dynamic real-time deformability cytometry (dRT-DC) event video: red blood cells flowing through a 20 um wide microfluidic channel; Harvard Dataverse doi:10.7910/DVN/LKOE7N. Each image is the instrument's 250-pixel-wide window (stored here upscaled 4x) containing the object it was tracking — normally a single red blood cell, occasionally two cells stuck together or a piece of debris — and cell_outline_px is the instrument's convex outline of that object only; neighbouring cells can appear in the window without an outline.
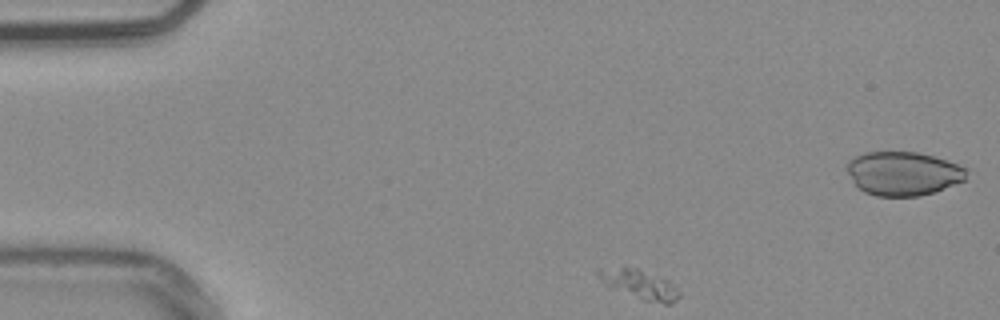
{"species": "common noctule bat (a hibernating species)", "species_latin": "Nyctalus noctula", "temperature_condition": "warm", "stored_images_in_passage": 48, "camera_frame_rate_fps": 3000, "um_per_image_px": 0.085, "animal": {"sex": "male", "body_mass_g": 20.4}, "frame": {"image": 1, "passage_image": 1, "time_ms": 0.0, "image_size_px": [1000, 320], "cell_outline_px": [[680, 296], [672, 304], [664, 304], [644, 300], [608, 288], [596, 276], [596, 268], [636, 268], [668, 280], [680, 292]], "centroid_in_image_um": [54.31, 24.18], "position_along_channel_um": 30.7, "area_um2": 13.87}}
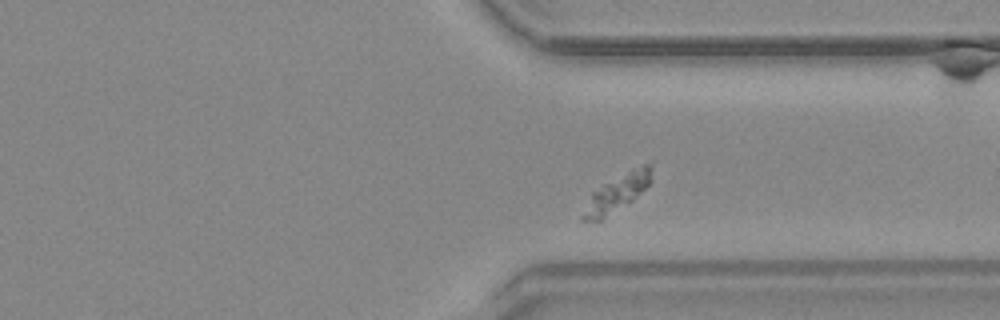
{"frame": {"image": 2, "passage_image": 33, "time_ms": 10.667, "image_size_px": [1000, 320], "cell_outline_px": [[652, 164], [648, 184], [644, 188], [628, 200], [600, 220], [580, 220], [580, 216], [592, 192], [604, 184], [632, 168], [652, 160]], "centroid_in_image_um": [52.4, 16.35], "position_along_channel_um": 359.0, "area_um2": 13.81}}
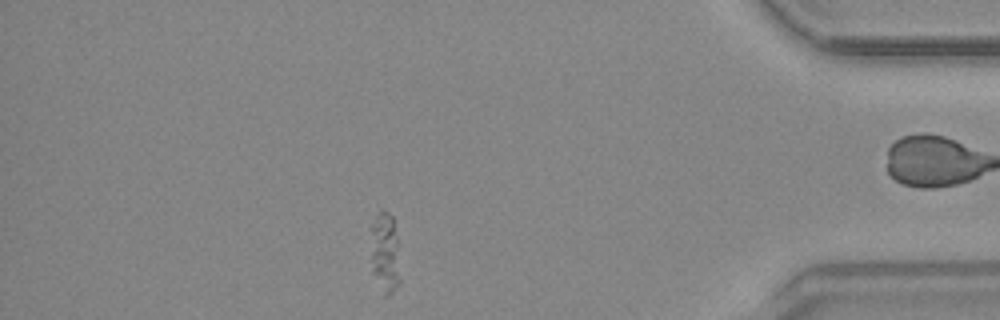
{"frame": {"image": 3, "passage_image": 40, "time_ms": 13.0, "image_size_px": [1000, 320], "cell_outline_px": [[400, 280], [392, 292], [388, 296], [384, 296], [372, 272], [372, 224], [380, 208], [388, 212], [392, 216], [396, 240]], "centroid_in_image_um": [32.72, 21.5], "position_along_channel_um": 402.5, "area_um2": 13.29}}